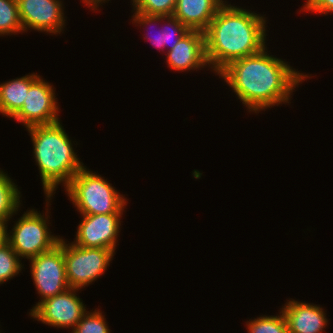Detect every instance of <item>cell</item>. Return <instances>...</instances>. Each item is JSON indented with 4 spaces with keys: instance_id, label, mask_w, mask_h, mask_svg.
I'll return each mask as SVG.
<instances>
[{
    "instance_id": "6da1fadb",
    "label": "cell",
    "mask_w": 333,
    "mask_h": 333,
    "mask_svg": "<svg viewBox=\"0 0 333 333\" xmlns=\"http://www.w3.org/2000/svg\"><path fill=\"white\" fill-rule=\"evenodd\" d=\"M218 75L249 112L255 113L282 102L289 103L294 88L310 78L292 69L287 62L269 56L267 46L258 53L230 62Z\"/></svg>"
},
{
    "instance_id": "7a4b0ae2",
    "label": "cell",
    "mask_w": 333,
    "mask_h": 333,
    "mask_svg": "<svg viewBox=\"0 0 333 333\" xmlns=\"http://www.w3.org/2000/svg\"><path fill=\"white\" fill-rule=\"evenodd\" d=\"M226 3L204 31L208 66L217 74L230 62L258 53L266 45V18Z\"/></svg>"
},
{
    "instance_id": "3957f363",
    "label": "cell",
    "mask_w": 333,
    "mask_h": 333,
    "mask_svg": "<svg viewBox=\"0 0 333 333\" xmlns=\"http://www.w3.org/2000/svg\"><path fill=\"white\" fill-rule=\"evenodd\" d=\"M33 143V153L39 168L46 201L62 183L66 187L84 167L73 150L68 134L60 121L27 128ZM56 188V189H55Z\"/></svg>"
},
{
    "instance_id": "277c9868",
    "label": "cell",
    "mask_w": 333,
    "mask_h": 333,
    "mask_svg": "<svg viewBox=\"0 0 333 333\" xmlns=\"http://www.w3.org/2000/svg\"><path fill=\"white\" fill-rule=\"evenodd\" d=\"M70 200L80 214L97 215L123 213L127 200L107 179L85 166L65 187Z\"/></svg>"
},
{
    "instance_id": "5b68a950",
    "label": "cell",
    "mask_w": 333,
    "mask_h": 333,
    "mask_svg": "<svg viewBox=\"0 0 333 333\" xmlns=\"http://www.w3.org/2000/svg\"><path fill=\"white\" fill-rule=\"evenodd\" d=\"M41 215L35 209L24 212L16 221L12 231H8V244L19 258L27 260L51 250L61 237L52 235L48 227V213ZM47 219V220H46Z\"/></svg>"
},
{
    "instance_id": "8992f818",
    "label": "cell",
    "mask_w": 333,
    "mask_h": 333,
    "mask_svg": "<svg viewBox=\"0 0 333 333\" xmlns=\"http://www.w3.org/2000/svg\"><path fill=\"white\" fill-rule=\"evenodd\" d=\"M115 252L107 248H85L64 240V260L69 288L90 285L107 270Z\"/></svg>"
},
{
    "instance_id": "52a82bcc",
    "label": "cell",
    "mask_w": 333,
    "mask_h": 333,
    "mask_svg": "<svg viewBox=\"0 0 333 333\" xmlns=\"http://www.w3.org/2000/svg\"><path fill=\"white\" fill-rule=\"evenodd\" d=\"M31 276L38 294L41 296L30 313L45 299L60 294L69 288L64 260V239L51 250L30 258Z\"/></svg>"
},
{
    "instance_id": "ba28073f",
    "label": "cell",
    "mask_w": 333,
    "mask_h": 333,
    "mask_svg": "<svg viewBox=\"0 0 333 333\" xmlns=\"http://www.w3.org/2000/svg\"><path fill=\"white\" fill-rule=\"evenodd\" d=\"M55 90L49 82L39 77L29 88L24 99L23 107L13 117L19 123H23L26 129L52 124L59 120V106Z\"/></svg>"
},
{
    "instance_id": "9c48e42d",
    "label": "cell",
    "mask_w": 333,
    "mask_h": 333,
    "mask_svg": "<svg viewBox=\"0 0 333 333\" xmlns=\"http://www.w3.org/2000/svg\"><path fill=\"white\" fill-rule=\"evenodd\" d=\"M79 289L68 288L64 292L42 301L29 315L51 327L72 329L87 310L76 295Z\"/></svg>"
},
{
    "instance_id": "30bf717a",
    "label": "cell",
    "mask_w": 333,
    "mask_h": 333,
    "mask_svg": "<svg viewBox=\"0 0 333 333\" xmlns=\"http://www.w3.org/2000/svg\"><path fill=\"white\" fill-rule=\"evenodd\" d=\"M123 213L85 215L80 221L73 244L85 248H107L115 252Z\"/></svg>"
},
{
    "instance_id": "8fae6325",
    "label": "cell",
    "mask_w": 333,
    "mask_h": 333,
    "mask_svg": "<svg viewBox=\"0 0 333 333\" xmlns=\"http://www.w3.org/2000/svg\"><path fill=\"white\" fill-rule=\"evenodd\" d=\"M19 17L24 29L60 34L65 26L61 0H17Z\"/></svg>"
},
{
    "instance_id": "7c38bea8",
    "label": "cell",
    "mask_w": 333,
    "mask_h": 333,
    "mask_svg": "<svg viewBox=\"0 0 333 333\" xmlns=\"http://www.w3.org/2000/svg\"><path fill=\"white\" fill-rule=\"evenodd\" d=\"M166 63L175 71L204 68L208 65L205 52V35L198 30H190L175 47L167 51Z\"/></svg>"
},
{
    "instance_id": "4fadbf2b",
    "label": "cell",
    "mask_w": 333,
    "mask_h": 333,
    "mask_svg": "<svg viewBox=\"0 0 333 333\" xmlns=\"http://www.w3.org/2000/svg\"><path fill=\"white\" fill-rule=\"evenodd\" d=\"M289 333H322L328 320L322 307L310 303L287 300L281 308Z\"/></svg>"
},
{
    "instance_id": "5bb4252c",
    "label": "cell",
    "mask_w": 333,
    "mask_h": 333,
    "mask_svg": "<svg viewBox=\"0 0 333 333\" xmlns=\"http://www.w3.org/2000/svg\"><path fill=\"white\" fill-rule=\"evenodd\" d=\"M223 0H177L173 16L189 30L204 32Z\"/></svg>"
},
{
    "instance_id": "9a60e30c",
    "label": "cell",
    "mask_w": 333,
    "mask_h": 333,
    "mask_svg": "<svg viewBox=\"0 0 333 333\" xmlns=\"http://www.w3.org/2000/svg\"><path fill=\"white\" fill-rule=\"evenodd\" d=\"M39 77L32 73L0 84V113L13 118L23 107L30 86Z\"/></svg>"
},
{
    "instance_id": "2e32d148",
    "label": "cell",
    "mask_w": 333,
    "mask_h": 333,
    "mask_svg": "<svg viewBox=\"0 0 333 333\" xmlns=\"http://www.w3.org/2000/svg\"><path fill=\"white\" fill-rule=\"evenodd\" d=\"M20 190L12 179L0 170V221H9L20 207Z\"/></svg>"
},
{
    "instance_id": "e0dca14e",
    "label": "cell",
    "mask_w": 333,
    "mask_h": 333,
    "mask_svg": "<svg viewBox=\"0 0 333 333\" xmlns=\"http://www.w3.org/2000/svg\"><path fill=\"white\" fill-rule=\"evenodd\" d=\"M24 33L17 0H0V36Z\"/></svg>"
},
{
    "instance_id": "ac0fdd59",
    "label": "cell",
    "mask_w": 333,
    "mask_h": 333,
    "mask_svg": "<svg viewBox=\"0 0 333 333\" xmlns=\"http://www.w3.org/2000/svg\"><path fill=\"white\" fill-rule=\"evenodd\" d=\"M278 316H259L246 322L248 333H289L282 310Z\"/></svg>"
},
{
    "instance_id": "d6986e66",
    "label": "cell",
    "mask_w": 333,
    "mask_h": 333,
    "mask_svg": "<svg viewBox=\"0 0 333 333\" xmlns=\"http://www.w3.org/2000/svg\"><path fill=\"white\" fill-rule=\"evenodd\" d=\"M20 261L8 243L0 248V284L19 274L23 268Z\"/></svg>"
},
{
    "instance_id": "ffe728a7",
    "label": "cell",
    "mask_w": 333,
    "mask_h": 333,
    "mask_svg": "<svg viewBox=\"0 0 333 333\" xmlns=\"http://www.w3.org/2000/svg\"><path fill=\"white\" fill-rule=\"evenodd\" d=\"M102 313L99 309L85 312L71 333H111Z\"/></svg>"
},
{
    "instance_id": "44dd1931",
    "label": "cell",
    "mask_w": 333,
    "mask_h": 333,
    "mask_svg": "<svg viewBox=\"0 0 333 333\" xmlns=\"http://www.w3.org/2000/svg\"><path fill=\"white\" fill-rule=\"evenodd\" d=\"M135 12L148 15L172 16L177 0H132Z\"/></svg>"
},
{
    "instance_id": "7402d4cb",
    "label": "cell",
    "mask_w": 333,
    "mask_h": 333,
    "mask_svg": "<svg viewBox=\"0 0 333 333\" xmlns=\"http://www.w3.org/2000/svg\"><path fill=\"white\" fill-rule=\"evenodd\" d=\"M133 22L134 24L137 23V24H140L143 25V26H146L149 25V24H156L158 23L159 21H163L165 20V16H161V15H148V14H144V13H139V12H134L133 14ZM148 35V34H147ZM146 39H150L151 43L153 46L157 47V48H160L162 51H163V48L165 47V37H164V28L159 31V33H157V37L155 35V38H151L149 36L147 37H144Z\"/></svg>"
},
{
    "instance_id": "603a6c76",
    "label": "cell",
    "mask_w": 333,
    "mask_h": 333,
    "mask_svg": "<svg viewBox=\"0 0 333 333\" xmlns=\"http://www.w3.org/2000/svg\"><path fill=\"white\" fill-rule=\"evenodd\" d=\"M165 20H167V26L164 27L165 46L173 41L169 47V50H171L190 30L173 15L165 16Z\"/></svg>"
},
{
    "instance_id": "cb8c5ba5",
    "label": "cell",
    "mask_w": 333,
    "mask_h": 333,
    "mask_svg": "<svg viewBox=\"0 0 333 333\" xmlns=\"http://www.w3.org/2000/svg\"><path fill=\"white\" fill-rule=\"evenodd\" d=\"M301 10L327 15L333 12V0H307Z\"/></svg>"
},
{
    "instance_id": "d4e9b609",
    "label": "cell",
    "mask_w": 333,
    "mask_h": 333,
    "mask_svg": "<svg viewBox=\"0 0 333 333\" xmlns=\"http://www.w3.org/2000/svg\"><path fill=\"white\" fill-rule=\"evenodd\" d=\"M7 223L6 221H0V248L8 243Z\"/></svg>"
},
{
    "instance_id": "484cf974",
    "label": "cell",
    "mask_w": 333,
    "mask_h": 333,
    "mask_svg": "<svg viewBox=\"0 0 333 333\" xmlns=\"http://www.w3.org/2000/svg\"><path fill=\"white\" fill-rule=\"evenodd\" d=\"M84 4L88 5V7H91V10L95 9L97 10V0H82Z\"/></svg>"
},
{
    "instance_id": "4316f807",
    "label": "cell",
    "mask_w": 333,
    "mask_h": 333,
    "mask_svg": "<svg viewBox=\"0 0 333 333\" xmlns=\"http://www.w3.org/2000/svg\"><path fill=\"white\" fill-rule=\"evenodd\" d=\"M106 1H109V0H97V8L99 7V4H103L105 3Z\"/></svg>"
}]
</instances>
